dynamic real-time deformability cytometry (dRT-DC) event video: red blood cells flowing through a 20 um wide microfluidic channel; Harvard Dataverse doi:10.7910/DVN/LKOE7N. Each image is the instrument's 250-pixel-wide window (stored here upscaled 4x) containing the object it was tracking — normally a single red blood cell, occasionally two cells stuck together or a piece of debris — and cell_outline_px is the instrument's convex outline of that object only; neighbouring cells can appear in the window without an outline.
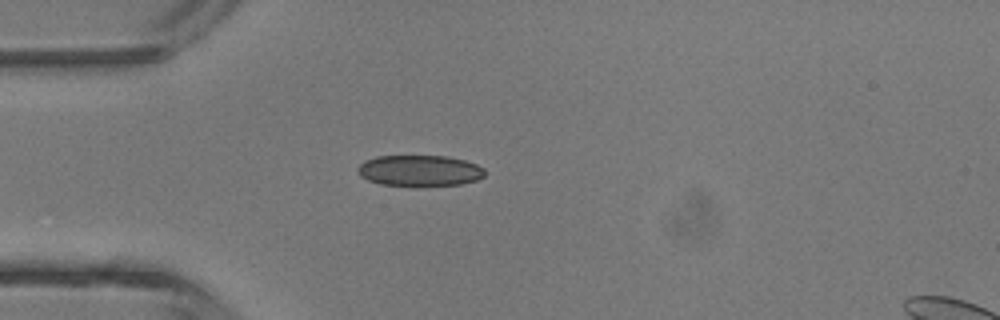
{"species": "common noctule bat (a hibernating species)", "species_latin": "Nyctalus noctula", "temperature_condition": "room temperature", "stored_images_in_passage": 2, "camera_frame_rate_fps": 3000, "um_per_image_px": 0.085, "animal": {"sex": "male", "body_mass_g": 13.3}, "frame": {"image": 1, "passage_image": 2, "time_ms": 2.0, "image_size_px": [1000, 320], "cell_outline_px": [[484, 176], [476, 180], [460, 184], [380, 184], [368, 180], [360, 176], [356, 168], [364, 160], [376, 156], [444, 156], [464, 160], [476, 164], [484, 168]], "centroid_in_image_um": [35.63, 14.47], "position_along_channel_um": 49.4, "area_um2": 22.43}}